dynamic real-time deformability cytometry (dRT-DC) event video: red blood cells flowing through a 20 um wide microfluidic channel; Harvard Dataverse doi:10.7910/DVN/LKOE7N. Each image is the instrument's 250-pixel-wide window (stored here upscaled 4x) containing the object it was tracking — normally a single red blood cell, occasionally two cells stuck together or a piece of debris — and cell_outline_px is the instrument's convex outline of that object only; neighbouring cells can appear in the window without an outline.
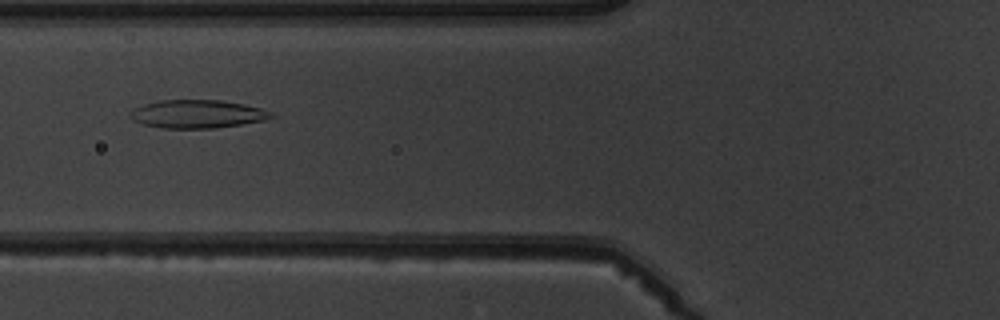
{"species": "common noctule bat (a hibernating species)", "species_latin": "Nyctalus noctula", "temperature_condition": "warm", "stored_images_in_passage": 2, "camera_frame_rate_fps": 3000, "um_per_image_px": 0.085, "animal": {"sex": "male", "body_mass_g": 19.5, "forearm_length_mm": 54.6}, "frame": {"image": 1, "passage_image": 2, "time_ms": 1.0, "image_size_px": [1000, 320], "cell_outline_px": [[276, 116], [264, 120], [216, 128], [164, 128], [144, 124], [132, 120], [128, 116], [128, 112], [132, 108], [144, 104], [160, 100], [220, 100], [244, 104], [276, 112]], "centroid_in_image_um": [16.77, 9.68], "position_along_channel_um": 109.0, "area_um2": 23.35}}